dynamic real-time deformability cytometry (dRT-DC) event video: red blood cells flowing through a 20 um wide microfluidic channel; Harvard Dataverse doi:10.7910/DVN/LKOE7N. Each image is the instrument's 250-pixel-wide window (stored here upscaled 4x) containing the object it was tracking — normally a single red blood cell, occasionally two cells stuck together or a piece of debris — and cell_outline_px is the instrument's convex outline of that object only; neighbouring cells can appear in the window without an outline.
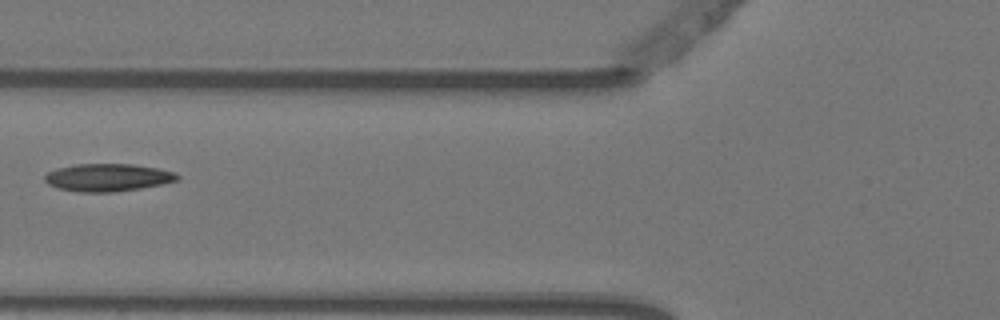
{"species": "Egyptian fruit bat (a non-hibernating species)", "species_latin": "Rousettus aegyptiacus", "temperature_condition": "warm", "stored_images_in_passage": 3, "camera_frame_rate_fps": 3000, "um_per_image_px": 0.085, "animal": {"sex": "female"}, "frame": {"image": 1, "passage_image": 3, "time_ms": 0.667, "image_size_px": [1000, 320], "cell_outline_px": [[180, 180], [140, 188], [112, 192], [80, 192], [60, 188], [48, 184], [44, 180], [44, 176], [48, 172], [56, 168], [76, 164], [132, 164], [160, 168], [176, 172], [180, 176]], "centroid_in_image_um": [9.19, 15.07], "position_along_channel_um": 116.6, "area_um2": 21.39}}